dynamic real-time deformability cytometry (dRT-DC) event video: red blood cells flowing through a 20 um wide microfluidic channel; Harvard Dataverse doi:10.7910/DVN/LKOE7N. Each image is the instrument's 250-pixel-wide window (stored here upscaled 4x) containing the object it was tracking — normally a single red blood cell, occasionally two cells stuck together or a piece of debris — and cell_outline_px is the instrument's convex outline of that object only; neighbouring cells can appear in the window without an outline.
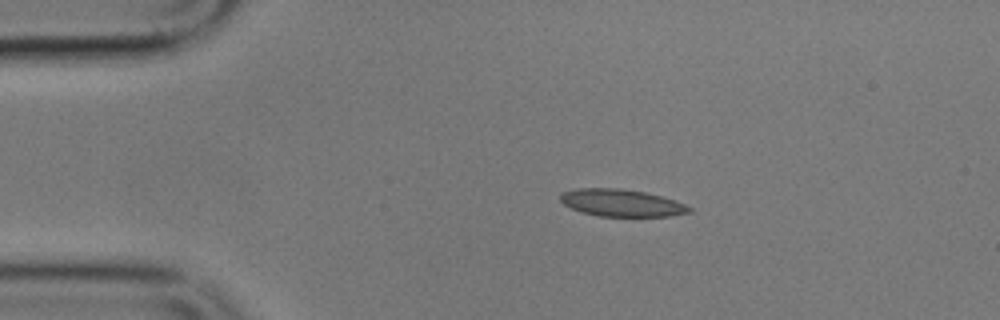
{"species": "common noctule bat (a hibernating species)", "species_latin": "Nyctalus noctula", "temperature_condition": "cold", "stored_images_in_passage": 4, "camera_frame_rate_fps": 3000, "um_per_image_px": 0.085, "animal": {"sex": "male", "body_mass_g": 17.9}, "frame": {"image": 1, "passage_image": 1, "time_ms": 0.0, "image_size_px": [1000, 320], "cell_outline_px": [[692, 212], [668, 216], [600, 216], [584, 212], [572, 208], [564, 204], [560, 200], [560, 196], [564, 192], [576, 188], [620, 188], [644, 192], [676, 200], [692, 208]], "centroid_in_image_um": [52.85, 17.24], "position_along_channel_um": 32.1, "area_um2": 20.23}}
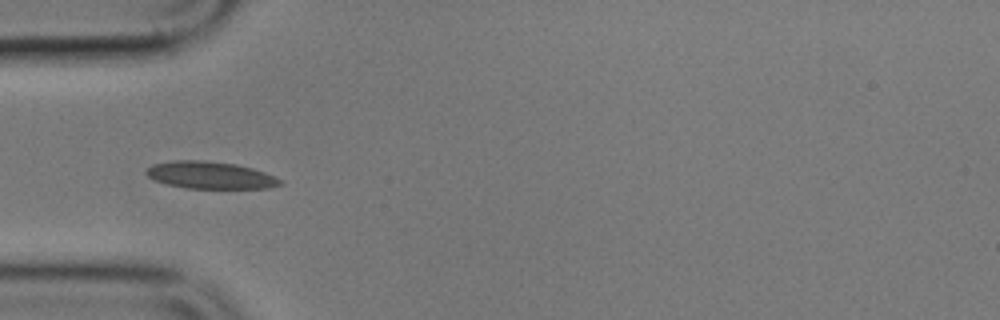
{"frame": {"image": 2, "passage_image": 3, "time_ms": 2.333, "image_size_px": [1000, 320], "cell_outline_px": [[284, 184], [268, 188], [188, 188], [164, 184], [148, 176], [144, 172], [152, 164], [172, 160], [196, 160], [236, 164], [252, 168], [264, 172], [284, 180]], "centroid_in_image_um": [17.88, 14.89], "position_along_channel_um": 67.1, "area_um2": 21.21}}
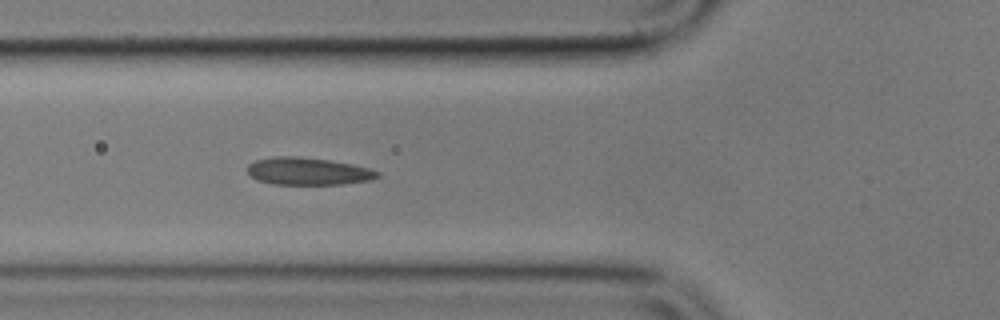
{"frame": {"image": 3, "passage_image": 4, "time_ms": 3.333, "image_size_px": [1000, 320], "cell_outline_px": [[380, 176], [368, 180], [344, 184], [276, 184], [256, 180], [248, 172], [248, 164], [256, 160], [276, 156], [296, 156], [328, 160], [352, 164], [368, 168], [380, 172]], "centroid_in_image_um": [26.18, 14.55], "position_along_channel_um": 99.6, "area_um2": 20.58}}